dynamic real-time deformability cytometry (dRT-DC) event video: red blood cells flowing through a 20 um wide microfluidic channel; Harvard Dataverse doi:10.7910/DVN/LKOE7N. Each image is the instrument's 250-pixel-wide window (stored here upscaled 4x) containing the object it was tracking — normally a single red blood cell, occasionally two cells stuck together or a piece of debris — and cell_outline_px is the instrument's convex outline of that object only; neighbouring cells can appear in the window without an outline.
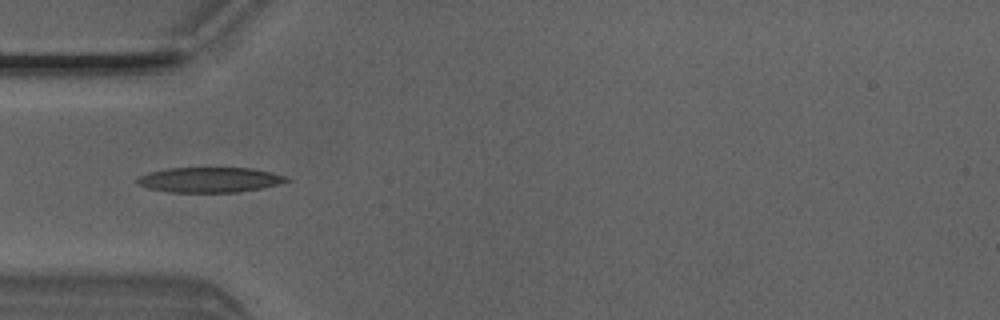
{"species": "Egyptian fruit bat (a non-hibernating species)", "species_latin": "Rousettus aegyptiacus", "temperature_condition": "room temperature", "stored_images_in_passage": 4, "camera_frame_rate_fps": 3000, "um_per_image_px": 0.085, "animal": {"sex": "male"}, "frame": {"image": 1, "passage_image": 3, "time_ms": 0.667, "image_size_px": [1000, 320], "cell_outline_px": [[292, 180], [280, 184], [240, 192], [168, 192], [148, 188], [136, 184], [136, 180], [140, 176], [148, 172], [168, 168], [252, 168], [272, 172], [288, 176]], "centroid_in_image_um": [17.85, 15.28], "position_along_channel_um": 67.2, "area_um2": 22.02}}